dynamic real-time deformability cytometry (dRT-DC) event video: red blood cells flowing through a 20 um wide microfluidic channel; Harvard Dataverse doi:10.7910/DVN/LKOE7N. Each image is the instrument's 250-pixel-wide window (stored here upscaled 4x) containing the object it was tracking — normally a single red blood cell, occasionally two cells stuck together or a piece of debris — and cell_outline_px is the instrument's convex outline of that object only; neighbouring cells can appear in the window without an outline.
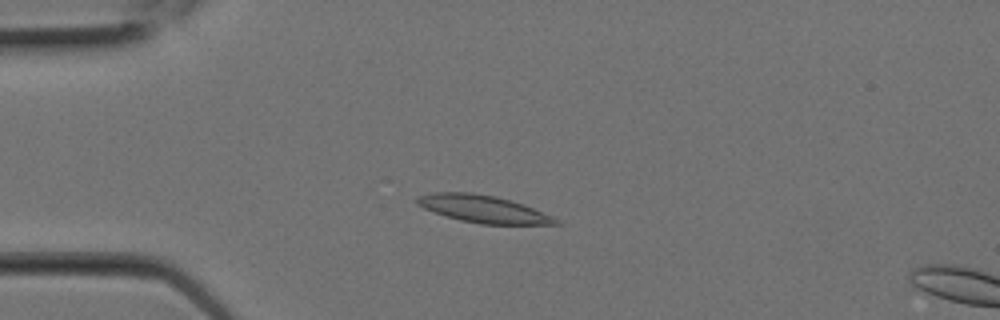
{"species": "Egyptian fruit bat (a non-hibernating species)", "species_latin": "Rousettus aegyptiacus", "temperature_condition": "room temperature", "stored_images_in_passage": 3, "camera_frame_rate_fps": 3000, "um_per_image_px": 0.085, "animal": {"sex": "female"}, "frame": {"image": 1, "passage_image": 2, "time_ms": 0.333, "image_size_px": [1000, 320], "cell_outline_px": [[560, 224], [480, 224], [460, 220], [424, 208], [416, 204], [416, 196], [432, 192], [472, 192], [496, 196], [524, 204], [552, 216], [560, 220]], "centroid_in_image_um": [41.06, 17.75], "position_along_channel_um": 43.9, "area_um2": 22.02}}